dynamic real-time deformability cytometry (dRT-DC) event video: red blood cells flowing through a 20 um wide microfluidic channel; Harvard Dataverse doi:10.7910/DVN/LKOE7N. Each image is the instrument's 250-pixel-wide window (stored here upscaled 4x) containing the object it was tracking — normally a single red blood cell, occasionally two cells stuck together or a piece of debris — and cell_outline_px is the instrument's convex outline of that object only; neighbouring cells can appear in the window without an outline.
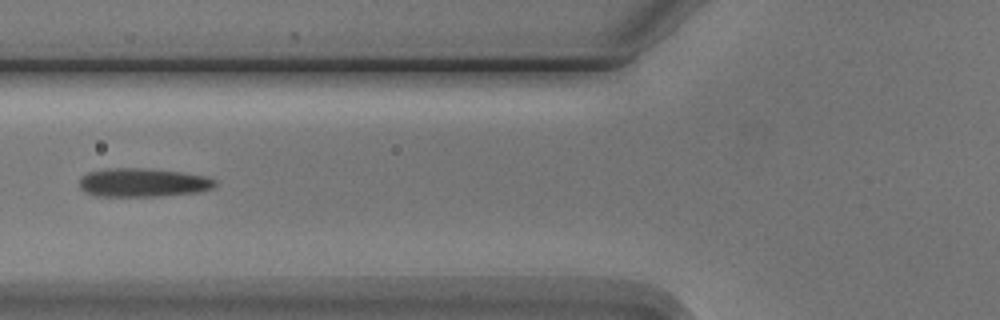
{"species": "Egyptian fruit bat (a non-hibernating species)", "species_latin": "Rousettus aegyptiacus", "temperature_condition": "cold", "stored_images_in_passage": 6, "camera_frame_rate_fps": 3000, "um_per_image_px": 0.085, "animal": {"sex": "male"}, "frame": {"image": 1, "passage_image": 6, "time_ms": 5.667, "image_size_px": [1000, 320], "cell_outline_px": [[216, 184], [212, 188], [200, 192], [160, 196], [96, 196], [84, 192], [80, 188], [80, 180], [88, 172], [116, 168], [136, 168], [180, 172], [204, 176], [216, 180]], "centroid_in_image_um": [12.15, 15.53], "position_along_channel_um": 113.6, "area_um2": 22.37}}